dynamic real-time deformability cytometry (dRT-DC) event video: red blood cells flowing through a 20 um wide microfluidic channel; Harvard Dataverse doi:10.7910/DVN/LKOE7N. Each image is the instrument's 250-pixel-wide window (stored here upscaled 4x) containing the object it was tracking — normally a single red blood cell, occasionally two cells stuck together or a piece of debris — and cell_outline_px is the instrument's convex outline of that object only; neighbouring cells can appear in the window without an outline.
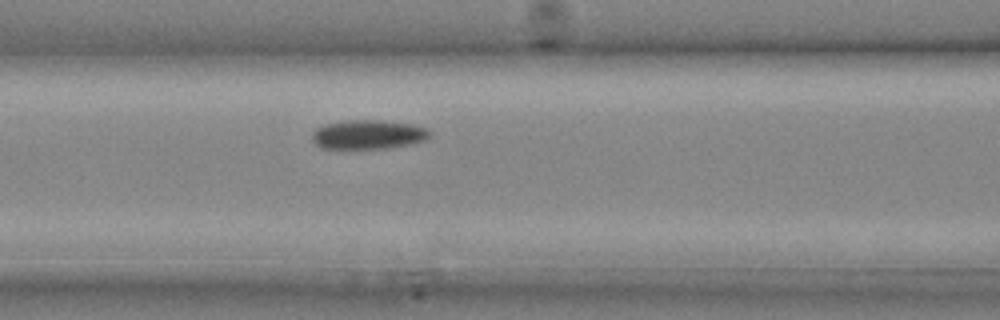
{"species": "common noctule bat (a hibernating species)", "species_latin": "Nyctalus noctula", "temperature_condition": "cold", "stored_images_in_passage": 17, "camera_frame_rate_fps": 3000, "um_per_image_px": 0.085, "animal": {"sex": "male", "body_mass_g": 20.4}, "frame": {"image": 1, "passage_image": 4, "time_ms": 1.0, "image_size_px": [1000, 320], "cell_outline_px": [[432, 136], [424, 140], [412, 144], [388, 148], [320, 148], [312, 140], [312, 132], [316, 128], [324, 124], [348, 120], [380, 120], [412, 124], [428, 128], [432, 132]], "centroid_in_image_um": [31.32, 11.43], "position_along_channel_um": 135.3, "area_um2": 20.17}}
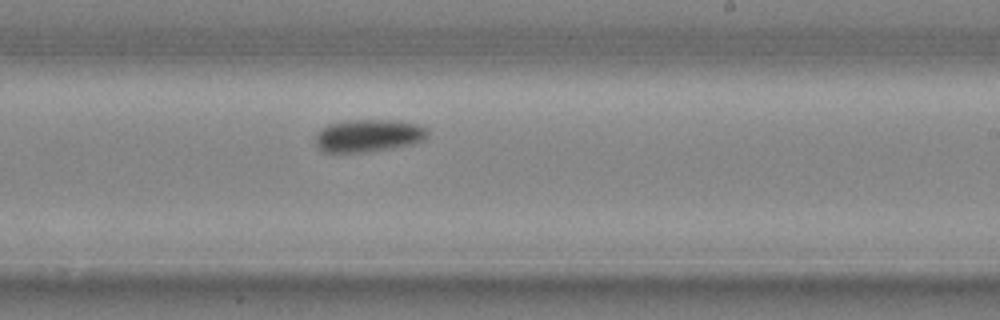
{"frame": {"image": 2, "passage_image": 9, "time_ms": 2.667, "image_size_px": [1000, 320], "cell_outline_px": [[428, 136], [424, 140], [412, 144], [392, 148], [364, 152], [324, 152], [316, 144], [316, 132], [320, 128], [328, 124], [348, 120], [396, 120], [420, 124], [428, 128]], "centroid_in_image_um": [31.34, 11.51], "position_along_channel_um": 257.7, "area_um2": 21.5}}
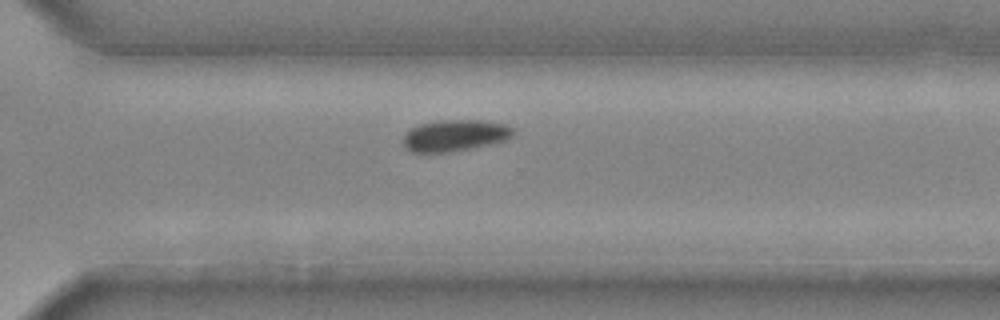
{"frame": {"image": 3, "passage_image": 12, "time_ms": 3.667, "image_size_px": [1000, 320], "cell_outline_px": [[516, 132], [508, 140], [448, 152], [412, 152], [404, 148], [404, 136], [412, 128], [420, 124], [440, 120], [480, 120], [508, 124]], "centroid_in_image_um": [38.7, 11.5], "position_along_channel_um": 331.9, "area_um2": 20.06}}